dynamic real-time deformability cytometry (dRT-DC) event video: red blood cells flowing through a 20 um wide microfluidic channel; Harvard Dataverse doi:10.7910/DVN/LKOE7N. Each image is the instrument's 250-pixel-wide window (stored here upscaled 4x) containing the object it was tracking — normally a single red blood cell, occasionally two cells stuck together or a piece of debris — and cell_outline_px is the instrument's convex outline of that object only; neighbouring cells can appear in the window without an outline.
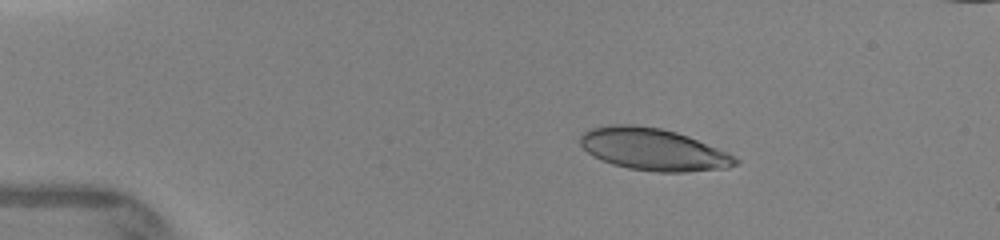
{"species": "human", "species_latin": "Homo sapiens", "temperature_condition": "warm", "stored_images_in_passage": 39, "segment_of_instrument_passage": [1, 2], "camera_frame_rate_fps": 3000, "um_per_image_px": 0.085, "donor": {"sex": "female"}, "frame": {"image": 1, "passage_image": 3, "time_ms": 0.667, "image_size_px": [1000, 240], "cell_outline_px": [[740, 160], [736, 164], [728, 168], [684, 172], [656, 172], [628, 168], [612, 164], [592, 156], [580, 144], [580, 136], [584, 132], [592, 128], [608, 124], [636, 124], [660, 128], [676, 132], [688, 136], [728, 152], [736, 156]], "centroid_in_image_um": [55.53, 12.69], "position_along_channel_um": 29.5, "area_um2": 38.21}}
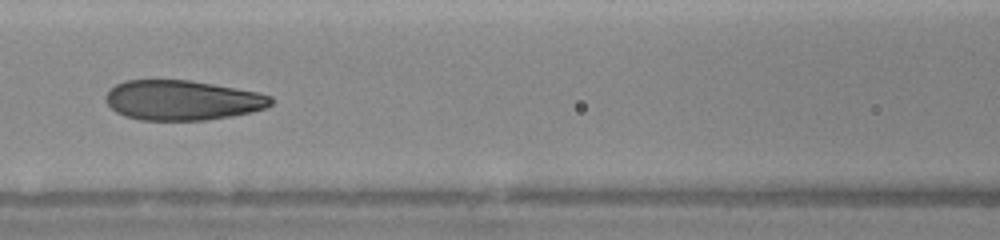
{"frame": {"image": 2, "passage_image": 14, "time_ms": 5.0, "image_size_px": [1000, 240], "cell_outline_px": [[272, 104], [264, 108], [252, 112], [232, 116], [204, 120], [140, 120], [124, 116], [116, 112], [104, 100], [104, 96], [116, 84], [124, 80], [192, 80], [236, 88], [256, 92], [272, 96]], "centroid_in_image_um": [15.47, 8.52], "position_along_channel_um": 151.1, "area_um2": 38.49}}
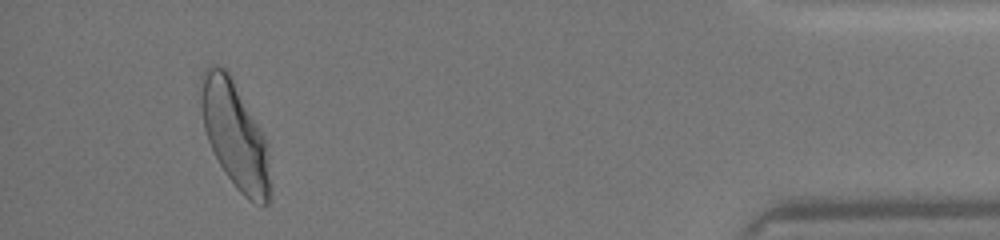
{"frame": {"image": 3, "passage_image": 36, "time_ms": 12.333, "image_size_px": [1000, 240], "cell_outline_px": [[272, 188], [268, 204], [256, 204], [248, 200], [236, 188], [220, 164], [208, 140], [204, 128], [200, 108], [200, 72], [208, 64], [216, 64], [228, 68], [264, 136]], "centroid_in_image_um": [19.94, 11.4], "position_along_channel_um": 415.3, "area_um2": 43.41}}